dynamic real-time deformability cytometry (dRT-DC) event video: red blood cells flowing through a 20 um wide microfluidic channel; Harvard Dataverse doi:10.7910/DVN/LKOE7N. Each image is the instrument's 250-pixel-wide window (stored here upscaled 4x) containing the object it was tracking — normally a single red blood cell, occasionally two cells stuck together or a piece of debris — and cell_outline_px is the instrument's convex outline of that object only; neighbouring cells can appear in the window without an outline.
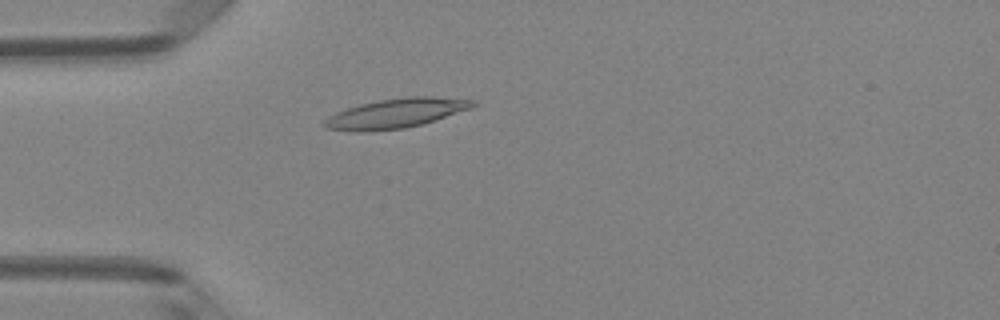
{"species": "Egyptian fruit bat (a non-hibernating species)", "species_latin": "Rousettus aegyptiacus", "temperature_condition": "room temperature", "stored_images_in_passage": 4, "camera_frame_rate_fps": 3000, "um_per_image_px": 0.085, "animal": {"sex": "female"}, "frame": {"image": 1, "passage_image": 4, "time_ms": 1.0, "image_size_px": [1000, 320], "cell_outline_px": [[480, 104], [472, 108], [420, 124], [404, 128], [364, 132], [352, 132], [324, 128], [324, 120], [328, 116], [336, 112], [360, 104], [376, 100], [408, 96], [432, 96], [476, 100]], "centroid_in_image_um": [33.65, 9.62], "position_along_channel_um": 51.4, "area_um2": 25.66}}